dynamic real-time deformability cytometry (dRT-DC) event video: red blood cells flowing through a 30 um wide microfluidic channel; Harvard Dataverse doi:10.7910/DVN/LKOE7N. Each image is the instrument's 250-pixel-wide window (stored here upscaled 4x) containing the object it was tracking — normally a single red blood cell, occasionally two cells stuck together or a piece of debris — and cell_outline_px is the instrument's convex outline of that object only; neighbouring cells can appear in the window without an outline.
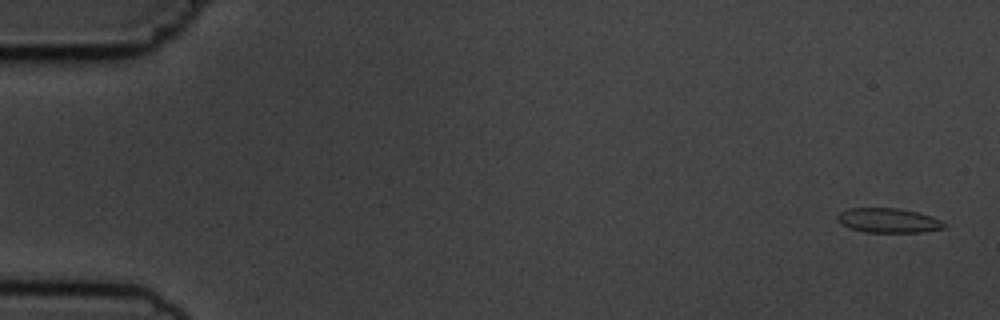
{"species": "common noctule bat (a hibernating species)", "species_latin": "Nyctalus noctula", "temperature_condition": "cold", "stored_images_in_passage": 5, "segment_of_instrument_passage": [1, 2], "camera_frame_rate_fps": 3000, "um_per_image_px": 0.085, "animal": {"sex": "male", "body_mass_g": 19.5, "forearm_length_mm": 54.6}, "frame": {"image": 1, "passage_image": 1, "time_ms": 0.0, "image_size_px": [1000, 320], "cell_outline_px": [[948, 228], [924, 232], [864, 232], [848, 228], [836, 220], [836, 216], [840, 212], [848, 208], [900, 208], [932, 216], [948, 224]], "centroid_in_image_um": [75.53, 18.74], "position_along_channel_um": 9.5, "area_um2": 15.55}}